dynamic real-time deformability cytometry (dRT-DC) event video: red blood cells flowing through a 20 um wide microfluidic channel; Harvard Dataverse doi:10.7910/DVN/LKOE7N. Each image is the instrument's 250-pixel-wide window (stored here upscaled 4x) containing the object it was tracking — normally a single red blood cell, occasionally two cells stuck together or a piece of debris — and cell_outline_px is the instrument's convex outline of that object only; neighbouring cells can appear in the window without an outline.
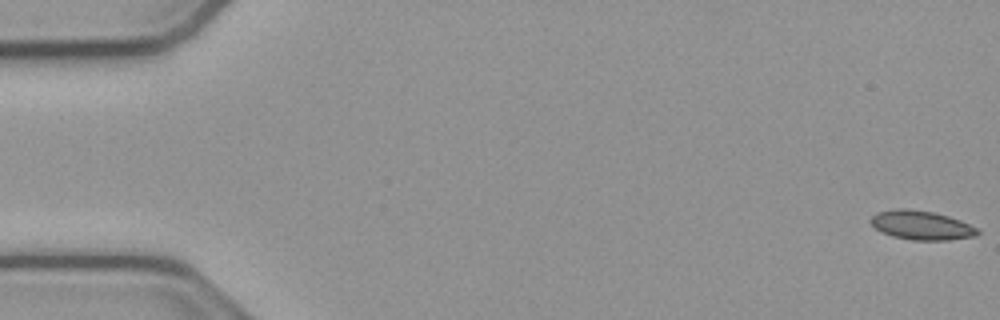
{"species": "common noctule bat (a hibernating species)", "species_latin": "Nyctalus noctula", "temperature_condition": "cold", "stored_images_in_passage": 8, "camera_frame_rate_fps": 3000, "um_per_image_px": 0.085, "animal": {"sex": "male", "body_mass_g": 23.1, "forearm_length_mm": 52.7}, "frame": {"image": 1, "passage_image": 1, "time_ms": 0.0, "image_size_px": [1000, 320], "cell_outline_px": [[980, 232], [976, 236], [948, 240], [912, 240], [892, 236], [876, 228], [868, 220], [876, 212], [896, 208], [908, 208], [932, 212], [948, 216], [960, 220], [976, 228]], "centroid_in_image_um": [78.3, 19.14], "position_along_channel_um": 6.7, "area_um2": 18.03}}